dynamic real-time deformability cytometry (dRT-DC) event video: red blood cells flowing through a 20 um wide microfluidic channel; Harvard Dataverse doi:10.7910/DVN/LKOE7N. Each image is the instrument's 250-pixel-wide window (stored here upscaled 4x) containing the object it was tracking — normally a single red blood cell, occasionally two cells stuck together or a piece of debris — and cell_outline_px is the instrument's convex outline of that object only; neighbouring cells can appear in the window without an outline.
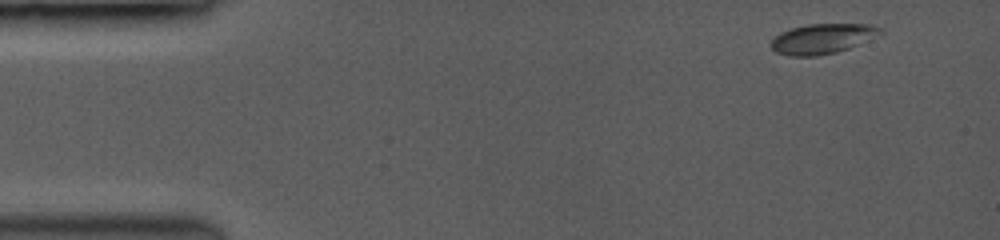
{"species": "common noctule bat (a hibernating species)", "species_latin": "Nyctalus noctula", "temperature_condition": "room temperature", "stored_images_in_passage": 48, "camera_frame_rate_fps": 3500, "um_per_image_px": 0.085, "animal": {"sex": "female", "body_mass_g": 19.0, "forearm_length_mm": 53.3}, "frame": {"image": 1, "passage_image": 1, "time_ms": 0.0, "image_size_px": [1000, 240], "cell_outline_px": [[876, 28], [848, 48], [832, 52], [812, 56], [792, 56], [776, 52], [772, 48], [772, 40], [776, 36], [792, 28], [812, 24], [864, 24]], "centroid_in_image_um": [69.63, 3.3], "position_along_channel_um": 15.4, "area_um2": 17.22}}
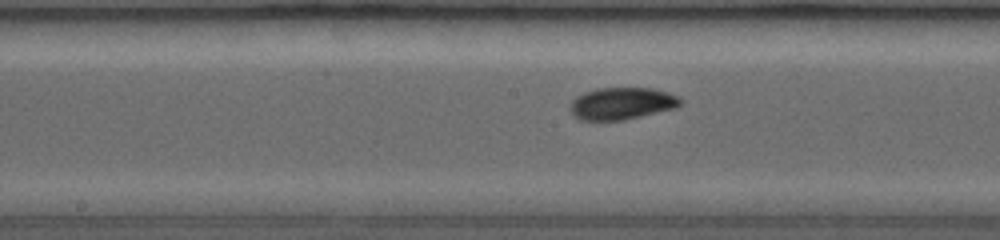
{"frame": {"image": 2, "passage_image": 26, "time_ms": 7.143, "image_size_px": [1000, 240], "cell_outline_px": [[680, 104], [672, 108], [624, 120], [580, 120], [572, 112], [572, 104], [584, 92], [600, 88], [648, 88], [664, 92], [676, 96], [680, 100]], "centroid_in_image_um": [52.84, 8.8], "position_along_channel_um": 195.4, "area_um2": 19.71}}
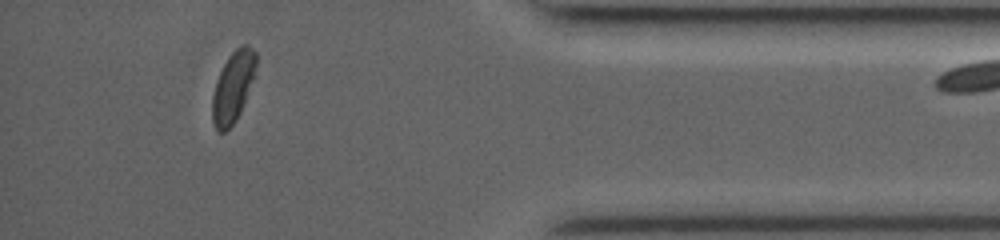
{"frame": {"image": 3, "passage_image": 47, "time_ms": 13.143, "image_size_px": [1000, 240], "cell_outline_px": [[256, 64], [252, 80], [244, 104], [236, 120], [224, 132], [220, 132], [216, 128], [212, 120], [212, 96], [216, 80], [228, 56], [236, 48], [244, 44], [248, 44], [256, 52]], "centroid_in_image_um": [19.79, 7.36], "position_along_channel_um": 415.4, "area_um2": 17.8}}